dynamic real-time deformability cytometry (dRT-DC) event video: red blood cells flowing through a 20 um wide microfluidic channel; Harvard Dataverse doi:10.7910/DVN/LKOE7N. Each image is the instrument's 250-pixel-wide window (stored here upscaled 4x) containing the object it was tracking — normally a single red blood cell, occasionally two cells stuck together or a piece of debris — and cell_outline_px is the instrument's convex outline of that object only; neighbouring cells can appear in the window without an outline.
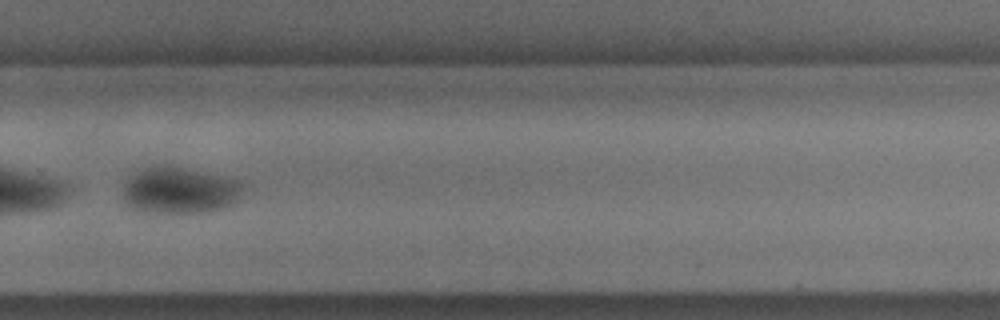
{"species": "common noctule bat (a hibernating species)", "species_latin": "Nyctalus noctula", "temperature_condition": "cold", "stored_images_in_passage": 37, "camera_frame_rate_fps": 3000, "um_per_image_px": 0.085, "animal": {"sex": "male", "body_mass_g": 18.8}, "frame": {"image": 1, "passage_image": 22, "time_ms": 7.0, "image_size_px": [1000, 320], "cell_outline_px": [[244, 192], [236, 200], [220, 208], [208, 212], [156, 212], [128, 208], [124, 200], [124, 184], [136, 172], [148, 168], [184, 168], [220, 176], [236, 180], [244, 184]], "centroid_in_image_um": [15.28, 16.22], "position_along_channel_um": 314.5, "area_um2": 31.44}}